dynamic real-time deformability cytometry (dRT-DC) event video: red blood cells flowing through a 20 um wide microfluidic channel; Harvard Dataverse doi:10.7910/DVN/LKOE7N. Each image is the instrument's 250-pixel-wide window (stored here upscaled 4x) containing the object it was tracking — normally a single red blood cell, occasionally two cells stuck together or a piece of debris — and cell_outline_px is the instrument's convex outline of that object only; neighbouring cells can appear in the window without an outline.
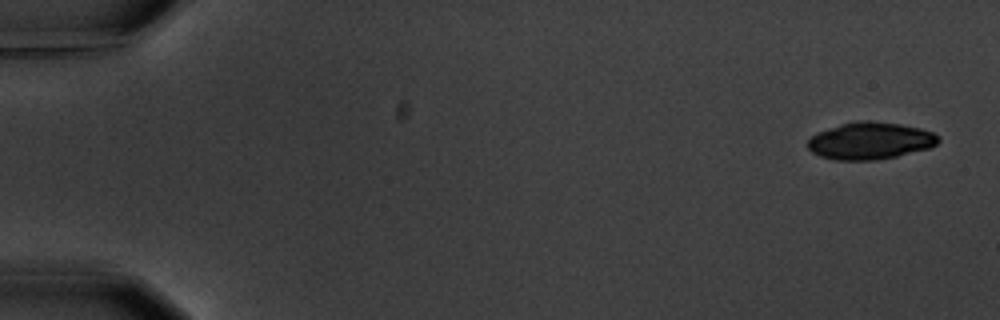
{"species": "common noctule bat (a hibernating species)", "species_latin": "Nyctalus noctula", "temperature_condition": "warm", "stored_images_in_passage": 6, "camera_frame_rate_fps": 3000, "um_per_image_px": 0.085, "animal": {"sex": "male", "body_mass_g": 20.1, "forearm_length_mm": 53.5}, "frame": {"image": 1, "passage_image": 1, "time_ms": 0.0, "image_size_px": [1000, 320], "cell_outline_px": [[940, 140], [936, 144], [928, 148], [896, 156], [876, 160], [836, 160], [820, 156], [812, 152], [808, 148], [808, 140], [816, 132], [840, 124], [860, 120], [872, 120], [900, 124], [920, 128], [932, 132], [940, 136]], "centroid_in_image_um": [73.95, 11.96], "position_along_channel_um": 11.0, "area_um2": 28.26}}